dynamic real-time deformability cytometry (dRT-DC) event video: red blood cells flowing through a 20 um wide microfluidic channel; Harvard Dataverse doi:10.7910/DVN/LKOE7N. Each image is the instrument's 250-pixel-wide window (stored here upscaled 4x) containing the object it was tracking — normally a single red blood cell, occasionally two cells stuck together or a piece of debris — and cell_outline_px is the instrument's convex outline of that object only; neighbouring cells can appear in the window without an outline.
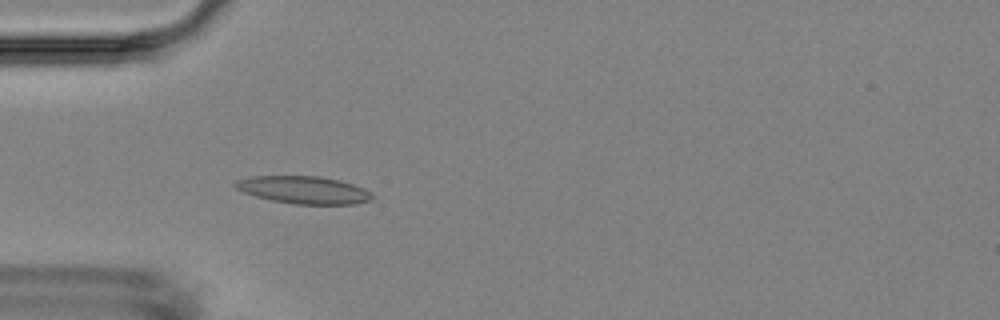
{"species": "Egyptian fruit bat (a non-hibernating species)", "species_latin": "Rousettus aegyptiacus", "temperature_condition": "room temperature", "stored_images_in_passage": 5, "camera_frame_rate_fps": 3000, "um_per_image_px": 0.085, "animal": {"sex": "female"}, "frame": {"image": 1, "passage_image": 5, "time_ms": 4.667, "image_size_px": [1000, 320], "cell_outline_px": [[372, 200], [356, 204], [296, 204], [272, 200], [256, 196], [244, 192], [236, 188], [232, 184], [236, 180], [252, 176], [320, 176], [340, 180], [364, 188], [372, 192]], "centroid_in_image_um": [25.83, 16.14], "position_along_channel_um": 59.2, "area_um2": 21.96}}